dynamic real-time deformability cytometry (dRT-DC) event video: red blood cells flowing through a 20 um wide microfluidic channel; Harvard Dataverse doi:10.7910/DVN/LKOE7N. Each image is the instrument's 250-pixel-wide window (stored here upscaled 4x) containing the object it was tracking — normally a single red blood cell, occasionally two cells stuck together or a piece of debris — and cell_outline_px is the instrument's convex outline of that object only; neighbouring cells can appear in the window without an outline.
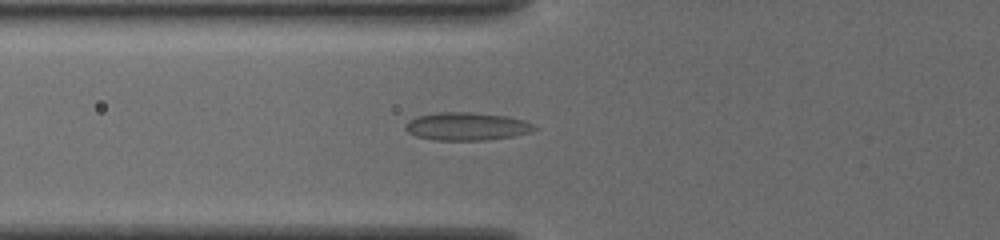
{"species": "common noctule bat (a hibernating species)", "species_latin": "Nyctalus noctula", "temperature_condition": "cold", "stored_images_in_passage": 32, "camera_frame_rate_fps": 3000, "um_per_image_px": 0.085, "animal": {"sex": "female", "body_mass_g": 19.5, "forearm_length_mm": 54.1}, "frame": {"image": 1, "passage_image": 2, "time_ms": 0.333, "image_size_px": [1000, 240], "cell_outline_px": [[536, 128], [532, 132], [512, 136], [484, 140], [436, 140], [416, 136], [408, 132], [404, 128], [408, 120], [416, 116], [440, 112], [468, 112], [508, 116], [524, 120], [532, 124]], "centroid_in_image_um": [39.65, 10.74], "position_along_channel_um": 86.1, "area_um2": 20.92}}
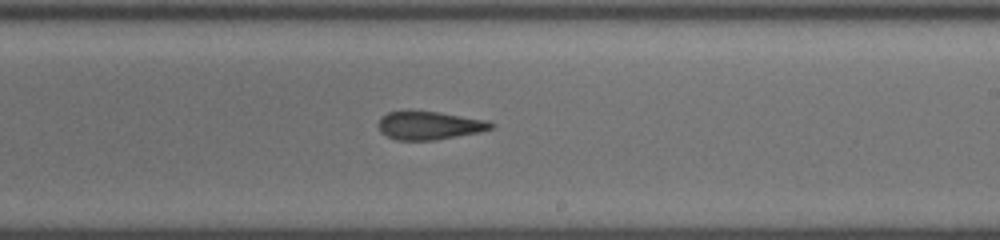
{"frame": {"image": 2, "passage_image": 14, "time_ms": 4.333, "image_size_px": [1000, 240], "cell_outline_px": [[496, 124], [492, 128], [480, 132], [432, 140], [396, 140], [380, 132], [380, 116], [388, 112], [408, 108], [440, 112], [488, 120]], "centroid_in_image_um": [36.48, 10.62], "position_along_channel_um": 252.5, "area_um2": 19.02}}
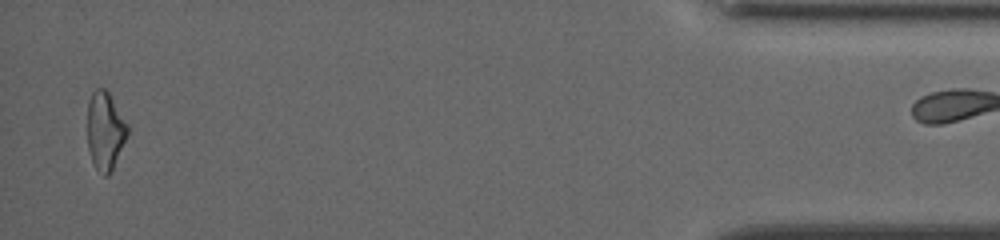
{"frame": {"image": 3, "passage_image": 31, "time_ms": 10.0, "image_size_px": [1000, 240], "cell_outline_px": [[128, 132], [112, 168], [108, 176], [104, 176], [96, 168], [92, 160], [88, 148], [88, 100], [92, 92], [96, 88], [104, 88], [108, 92], [128, 124]], "centroid_in_image_um": [8.92, 11.08], "position_along_channel_um": 426.3, "area_um2": 17.86}}